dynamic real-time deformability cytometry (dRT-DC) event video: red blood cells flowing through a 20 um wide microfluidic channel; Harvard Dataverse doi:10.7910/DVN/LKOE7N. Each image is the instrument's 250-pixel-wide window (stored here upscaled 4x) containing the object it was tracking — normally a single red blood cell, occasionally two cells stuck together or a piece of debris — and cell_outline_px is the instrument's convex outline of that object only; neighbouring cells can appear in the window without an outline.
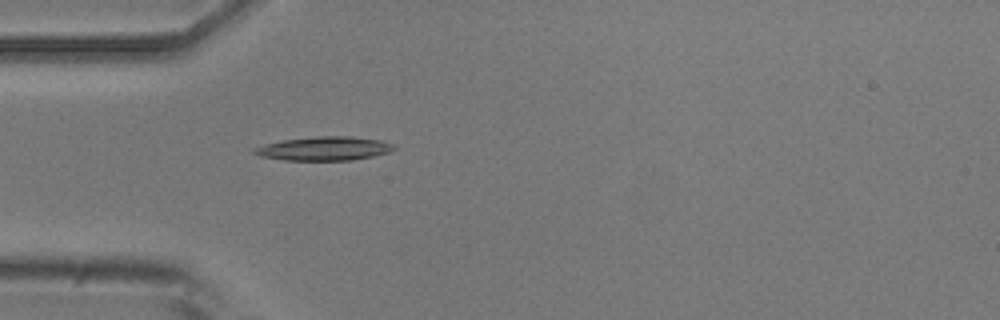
{"species": "common noctule bat (a hibernating species)", "species_latin": "Nyctalus noctula", "temperature_condition": "room temperature", "stored_images_in_passage": 1, "camera_frame_rate_fps": 3000, "um_per_image_px": 0.085, "animal": {"sex": "male", "body_mass_g": 20.5, "forearm_length_mm": 52.5}, "frame": {"image": 1, "passage_image": 1, "time_ms": 0.0, "image_size_px": [1000, 320], "cell_outline_px": [[396, 148], [388, 152], [372, 156], [352, 160], [284, 160], [260, 156], [252, 152], [256, 148], [280, 140], [316, 136], [352, 136], [380, 140], [396, 144]], "centroid_in_image_um": [27.6, 12.62], "position_along_channel_um": 57.4, "area_um2": 19.31}}